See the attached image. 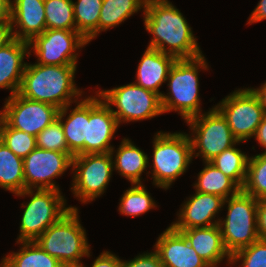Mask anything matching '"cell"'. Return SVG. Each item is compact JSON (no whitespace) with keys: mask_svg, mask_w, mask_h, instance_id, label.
Instances as JSON below:
<instances>
[{"mask_svg":"<svg viewBox=\"0 0 266 267\" xmlns=\"http://www.w3.org/2000/svg\"><path fill=\"white\" fill-rule=\"evenodd\" d=\"M143 13L145 29L153 36L149 48L177 59H192L202 55L192 28L170 1L146 0Z\"/></svg>","mask_w":266,"mask_h":267,"instance_id":"6da1fadb","label":"cell"},{"mask_svg":"<svg viewBox=\"0 0 266 267\" xmlns=\"http://www.w3.org/2000/svg\"><path fill=\"white\" fill-rule=\"evenodd\" d=\"M76 67L27 63L18 93L27 99L49 103L59 109L73 101L76 103L83 92L77 89L74 81Z\"/></svg>","mask_w":266,"mask_h":267,"instance_id":"7a4b0ae2","label":"cell"},{"mask_svg":"<svg viewBox=\"0 0 266 267\" xmlns=\"http://www.w3.org/2000/svg\"><path fill=\"white\" fill-rule=\"evenodd\" d=\"M208 69L204 55L192 59H177L167 80L169 92L161 95L163 113L175 111L185 120L201 114L199 98V69Z\"/></svg>","mask_w":266,"mask_h":267,"instance_id":"3957f363","label":"cell"},{"mask_svg":"<svg viewBox=\"0 0 266 267\" xmlns=\"http://www.w3.org/2000/svg\"><path fill=\"white\" fill-rule=\"evenodd\" d=\"M153 141V184L167 190L193 159L191 139L182 132L159 131Z\"/></svg>","mask_w":266,"mask_h":267,"instance_id":"277c9868","label":"cell"},{"mask_svg":"<svg viewBox=\"0 0 266 267\" xmlns=\"http://www.w3.org/2000/svg\"><path fill=\"white\" fill-rule=\"evenodd\" d=\"M35 242L61 263L81 262L82 257H89L91 253L86 231L79 221L78 209H71L49 226Z\"/></svg>","mask_w":266,"mask_h":267,"instance_id":"5b68a950","label":"cell"},{"mask_svg":"<svg viewBox=\"0 0 266 267\" xmlns=\"http://www.w3.org/2000/svg\"><path fill=\"white\" fill-rule=\"evenodd\" d=\"M25 189L16 194L20 197L31 196L27 204H22L24 212L20 223V241H35L49 226L59 221L71 209L65 207L66 200L60 190L53 189ZM35 192V193H34Z\"/></svg>","mask_w":266,"mask_h":267,"instance_id":"8992f818","label":"cell"},{"mask_svg":"<svg viewBox=\"0 0 266 267\" xmlns=\"http://www.w3.org/2000/svg\"><path fill=\"white\" fill-rule=\"evenodd\" d=\"M228 204L227 216L219 220L222 241L226 251L232 256L259 239L257 232L258 200L242 190L224 200Z\"/></svg>","mask_w":266,"mask_h":267,"instance_id":"52a82bcc","label":"cell"},{"mask_svg":"<svg viewBox=\"0 0 266 267\" xmlns=\"http://www.w3.org/2000/svg\"><path fill=\"white\" fill-rule=\"evenodd\" d=\"M96 92L111 107L119 125L122 122L146 120L163 114L161 97L135 83Z\"/></svg>","mask_w":266,"mask_h":267,"instance_id":"ba28073f","label":"cell"},{"mask_svg":"<svg viewBox=\"0 0 266 267\" xmlns=\"http://www.w3.org/2000/svg\"><path fill=\"white\" fill-rule=\"evenodd\" d=\"M186 123L193 132V136L189 135L193 157L201 156L204 162L211 161L225 149L240 143L233 136L225 117L215 106L204 114L190 118Z\"/></svg>","mask_w":266,"mask_h":267,"instance_id":"9c48e42d","label":"cell"},{"mask_svg":"<svg viewBox=\"0 0 266 267\" xmlns=\"http://www.w3.org/2000/svg\"><path fill=\"white\" fill-rule=\"evenodd\" d=\"M114 147L108 153L74 155L72 190L75 197L87 203L101 196L113 172Z\"/></svg>","mask_w":266,"mask_h":267,"instance_id":"30bf717a","label":"cell"},{"mask_svg":"<svg viewBox=\"0 0 266 267\" xmlns=\"http://www.w3.org/2000/svg\"><path fill=\"white\" fill-rule=\"evenodd\" d=\"M215 107L225 117L233 136L240 142L255 136L266 115L258 97L249 87L230 93Z\"/></svg>","mask_w":266,"mask_h":267,"instance_id":"8fae6325","label":"cell"},{"mask_svg":"<svg viewBox=\"0 0 266 267\" xmlns=\"http://www.w3.org/2000/svg\"><path fill=\"white\" fill-rule=\"evenodd\" d=\"M58 112L52 104L27 99L17 92L6 99L0 117L10 127L36 137L57 119Z\"/></svg>","mask_w":266,"mask_h":267,"instance_id":"7c38bea8","label":"cell"},{"mask_svg":"<svg viewBox=\"0 0 266 267\" xmlns=\"http://www.w3.org/2000/svg\"><path fill=\"white\" fill-rule=\"evenodd\" d=\"M88 43L77 31L46 29L29 42V49L38 57L37 64L77 65L76 49Z\"/></svg>","mask_w":266,"mask_h":267,"instance_id":"4fadbf2b","label":"cell"},{"mask_svg":"<svg viewBox=\"0 0 266 267\" xmlns=\"http://www.w3.org/2000/svg\"><path fill=\"white\" fill-rule=\"evenodd\" d=\"M73 154L35 148L24 159L25 189L60 190L54 178L72 166Z\"/></svg>","mask_w":266,"mask_h":267,"instance_id":"5bb4252c","label":"cell"},{"mask_svg":"<svg viewBox=\"0 0 266 267\" xmlns=\"http://www.w3.org/2000/svg\"><path fill=\"white\" fill-rule=\"evenodd\" d=\"M118 127L111 107L101 96L97 92L96 96H88L86 154L110 152L113 148L110 141Z\"/></svg>","mask_w":266,"mask_h":267,"instance_id":"9a60e30c","label":"cell"},{"mask_svg":"<svg viewBox=\"0 0 266 267\" xmlns=\"http://www.w3.org/2000/svg\"><path fill=\"white\" fill-rule=\"evenodd\" d=\"M224 200L221 196L196 191L184 202L179 211L178 220L171 223V226L175 230H186L219 224L220 219H214L223 208Z\"/></svg>","mask_w":266,"mask_h":267,"instance_id":"2e32d148","label":"cell"},{"mask_svg":"<svg viewBox=\"0 0 266 267\" xmlns=\"http://www.w3.org/2000/svg\"><path fill=\"white\" fill-rule=\"evenodd\" d=\"M154 248L163 267H210L171 225L158 237Z\"/></svg>","mask_w":266,"mask_h":267,"instance_id":"e0dca14e","label":"cell"},{"mask_svg":"<svg viewBox=\"0 0 266 267\" xmlns=\"http://www.w3.org/2000/svg\"><path fill=\"white\" fill-rule=\"evenodd\" d=\"M10 20L14 37L29 43L46 30L44 0L11 1Z\"/></svg>","mask_w":266,"mask_h":267,"instance_id":"ac0fdd59","label":"cell"},{"mask_svg":"<svg viewBox=\"0 0 266 267\" xmlns=\"http://www.w3.org/2000/svg\"><path fill=\"white\" fill-rule=\"evenodd\" d=\"M176 60L177 58L170 54L147 47L138 64L134 83L161 97L163 93L159 87L166 82Z\"/></svg>","mask_w":266,"mask_h":267,"instance_id":"d6986e66","label":"cell"},{"mask_svg":"<svg viewBox=\"0 0 266 267\" xmlns=\"http://www.w3.org/2000/svg\"><path fill=\"white\" fill-rule=\"evenodd\" d=\"M181 232L190 246L210 267H217L226 257L231 264V256L226 251L218 224L210 227L176 230Z\"/></svg>","mask_w":266,"mask_h":267,"instance_id":"ffe728a7","label":"cell"},{"mask_svg":"<svg viewBox=\"0 0 266 267\" xmlns=\"http://www.w3.org/2000/svg\"><path fill=\"white\" fill-rule=\"evenodd\" d=\"M29 43L14 39L0 49V88L11 89L9 96L16 94L21 86L27 63L25 56L30 57Z\"/></svg>","mask_w":266,"mask_h":267,"instance_id":"44dd1931","label":"cell"},{"mask_svg":"<svg viewBox=\"0 0 266 267\" xmlns=\"http://www.w3.org/2000/svg\"><path fill=\"white\" fill-rule=\"evenodd\" d=\"M70 105L59 109L57 119L61 122L65 140L69 151L73 155L86 154L87 140V98L77 101L76 107L70 111L66 120L65 115L69 110ZM64 121V122H63Z\"/></svg>","mask_w":266,"mask_h":267,"instance_id":"7402d4cb","label":"cell"},{"mask_svg":"<svg viewBox=\"0 0 266 267\" xmlns=\"http://www.w3.org/2000/svg\"><path fill=\"white\" fill-rule=\"evenodd\" d=\"M113 170L132 184H142V173L149 166L148 155L136 147L131 140L124 138L117 149Z\"/></svg>","mask_w":266,"mask_h":267,"instance_id":"603a6c76","label":"cell"},{"mask_svg":"<svg viewBox=\"0 0 266 267\" xmlns=\"http://www.w3.org/2000/svg\"><path fill=\"white\" fill-rule=\"evenodd\" d=\"M204 168L198 174L194 188L197 192L221 196L227 199L242 189L210 162H204Z\"/></svg>","mask_w":266,"mask_h":267,"instance_id":"cb8c5ba5","label":"cell"},{"mask_svg":"<svg viewBox=\"0 0 266 267\" xmlns=\"http://www.w3.org/2000/svg\"><path fill=\"white\" fill-rule=\"evenodd\" d=\"M0 187L15 195L25 190L23 158L16 156L1 140Z\"/></svg>","mask_w":266,"mask_h":267,"instance_id":"d4e9b609","label":"cell"},{"mask_svg":"<svg viewBox=\"0 0 266 267\" xmlns=\"http://www.w3.org/2000/svg\"><path fill=\"white\" fill-rule=\"evenodd\" d=\"M22 244L18 252L3 257L2 262L7 267H59L61 262L50 256L35 241H20Z\"/></svg>","mask_w":266,"mask_h":267,"instance_id":"484cf974","label":"cell"},{"mask_svg":"<svg viewBox=\"0 0 266 267\" xmlns=\"http://www.w3.org/2000/svg\"><path fill=\"white\" fill-rule=\"evenodd\" d=\"M146 0H103L100 11L98 34L116 27L128 17L145 8Z\"/></svg>","mask_w":266,"mask_h":267,"instance_id":"4316f807","label":"cell"},{"mask_svg":"<svg viewBox=\"0 0 266 267\" xmlns=\"http://www.w3.org/2000/svg\"><path fill=\"white\" fill-rule=\"evenodd\" d=\"M72 3L76 31L90 42L98 35V24L103 0H77Z\"/></svg>","mask_w":266,"mask_h":267,"instance_id":"83f0119b","label":"cell"},{"mask_svg":"<svg viewBox=\"0 0 266 267\" xmlns=\"http://www.w3.org/2000/svg\"><path fill=\"white\" fill-rule=\"evenodd\" d=\"M236 144L225 149L214 157L210 163L217 167L223 174L231 178L241 189L246 180L249 156L238 148Z\"/></svg>","mask_w":266,"mask_h":267,"instance_id":"f1b7e54d","label":"cell"},{"mask_svg":"<svg viewBox=\"0 0 266 267\" xmlns=\"http://www.w3.org/2000/svg\"><path fill=\"white\" fill-rule=\"evenodd\" d=\"M72 0H44L46 29L76 31Z\"/></svg>","mask_w":266,"mask_h":267,"instance_id":"f546056e","label":"cell"},{"mask_svg":"<svg viewBox=\"0 0 266 267\" xmlns=\"http://www.w3.org/2000/svg\"><path fill=\"white\" fill-rule=\"evenodd\" d=\"M157 207L150 193L142 184H132L120 199L118 211L126 216H139Z\"/></svg>","mask_w":266,"mask_h":267,"instance_id":"4dcf8cb0","label":"cell"},{"mask_svg":"<svg viewBox=\"0 0 266 267\" xmlns=\"http://www.w3.org/2000/svg\"><path fill=\"white\" fill-rule=\"evenodd\" d=\"M242 191L257 200L266 198V153L249 157Z\"/></svg>","mask_w":266,"mask_h":267,"instance_id":"1f68e13d","label":"cell"},{"mask_svg":"<svg viewBox=\"0 0 266 267\" xmlns=\"http://www.w3.org/2000/svg\"><path fill=\"white\" fill-rule=\"evenodd\" d=\"M0 140L16 155L25 158L36 145V137L27 132L10 127L0 117Z\"/></svg>","mask_w":266,"mask_h":267,"instance_id":"d6a6232c","label":"cell"},{"mask_svg":"<svg viewBox=\"0 0 266 267\" xmlns=\"http://www.w3.org/2000/svg\"><path fill=\"white\" fill-rule=\"evenodd\" d=\"M37 148L72 154L67 146L61 122L56 119L36 136Z\"/></svg>","mask_w":266,"mask_h":267,"instance_id":"836d02e7","label":"cell"},{"mask_svg":"<svg viewBox=\"0 0 266 267\" xmlns=\"http://www.w3.org/2000/svg\"><path fill=\"white\" fill-rule=\"evenodd\" d=\"M242 261V267H266V239L259 238L231 256V264Z\"/></svg>","mask_w":266,"mask_h":267,"instance_id":"e575fe53","label":"cell"},{"mask_svg":"<svg viewBox=\"0 0 266 267\" xmlns=\"http://www.w3.org/2000/svg\"><path fill=\"white\" fill-rule=\"evenodd\" d=\"M121 267H163L158 253L154 250L150 253L139 254L130 261L122 260Z\"/></svg>","mask_w":266,"mask_h":267,"instance_id":"d590c367","label":"cell"},{"mask_svg":"<svg viewBox=\"0 0 266 267\" xmlns=\"http://www.w3.org/2000/svg\"><path fill=\"white\" fill-rule=\"evenodd\" d=\"M122 259L109 251H104L94 261L91 267H121Z\"/></svg>","mask_w":266,"mask_h":267,"instance_id":"8d00e7d4","label":"cell"},{"mask_svg":"<svg viewBox=\"0 0 266 267\" xmlns=\"http://www.w3.org/2000/svg\"><path fill=\"white\" fill-rule=\"evenodd\" d=\"M257 232H258L259 238L266 239V198L258 200Z\"/></svg>","mask_w":266,"mask_h":267,"instance_id":"74e56055","label":"cell"},{"mask_svg":"<svg viewBox=\"0 0 266 267\" xmlns=\"http://www.w3.org/2000/svg\"><path fill=\"white\" fill-rule=\"evenodd\" d=\"M15 39L10 19L0 21V49Z\"/></svg>","mask_w":266,"mask_h":267,"instance_id":"f35d334b","label":"cell"},{"mask_svg":"<svg viewBox=\"0 0 266 267\" xmlns=\"http://www.w3.org/2000/svg\"><path fill=\"white\" fill-rule=\"evenodd\" d=\"M266 19V0H260L256 8L252 11L247 24H253Z\"/></svg>","mask_w":266,"mask_h":267,"instance_id":"ab89813d","label":"cell"},{"mask_svg":"<svg viewBox=\"0 0 266 267\" xmlns=\"http://www.w3.org/2000/svg\"><path fill=\"white\" fill-rule=\"evenodd\" d=\"M254 138L263 148H265L264 153H266V115L259 124Z\"/></svg>","mask_w":266,"mask_h":267,"instance_id":"60d3db41","label":"cell"},{"mask_svg":"<svg viewBox=\"0 0 266 267\" xmlns=\"http://www.w3.org/2000/svg\"><path fill=\"white\" fill-rule=\"evenodd\" d=\"M11 0H0V21L10 19Z\"/></svg>","mask_w":266,"mask_h":267,"instance_id":"b9f144b4","label":"cell"},{"mask_svg":"<svg viewBox=\"0 0 266 267\" xmlns=\"http://www.w3.org/2000/svg\"><path fill=\"white\" fill-rule=\"evenodd\" d=\"M253 93L258 97L261 106L266 113V82L260 86V88H250Z\"/></svg>","mask_w":266,"mask_h":267,"instance_id":"7bdbcfd3","label":"cell"},{"mask_svg":"<svg viewBox=\"0 0 266 267\" xmlns=\"http://www.w3.org/2000/svg\"><path fill=\"white\" fill-rule=\"evenodd\" d=\"M59 267H85L82 262L77 263H61Z\"/></svg>","mask_w":266,"mask_h":267,"instance_id":"ee69618b","label":"cell"},{"mask_svg":"<svg viewBox=\"0 0 266 267\" xmlns=\"http://www.w3.org/2000/svg\"><path fill=\"white\" fill-rule=\"evenodd\" d=\"M0 267H7V266L1 261Z\"/></svg>","mask_w":266,"mask_h":267,"instance_id":"f6af8a7d","label":"cell"}]
</instances>
